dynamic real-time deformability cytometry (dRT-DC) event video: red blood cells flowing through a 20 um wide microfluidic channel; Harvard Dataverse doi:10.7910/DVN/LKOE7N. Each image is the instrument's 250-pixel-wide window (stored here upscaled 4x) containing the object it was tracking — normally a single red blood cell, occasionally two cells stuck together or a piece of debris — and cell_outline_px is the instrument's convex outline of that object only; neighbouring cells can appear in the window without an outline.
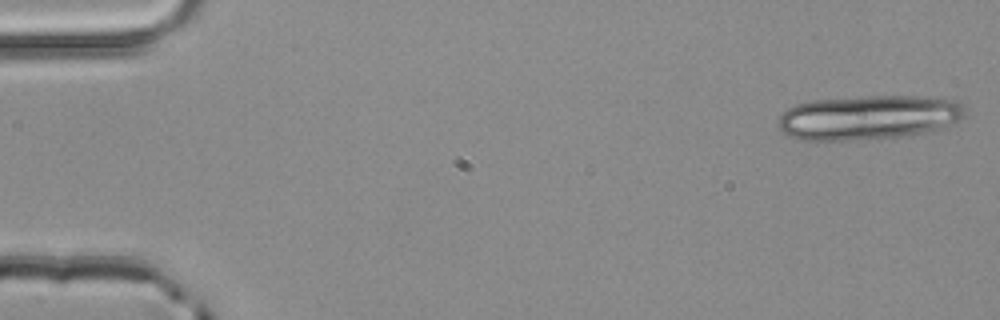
{"species": "common noctule bat (a hibernating species)", "species_latin": "Nyctalus noctula", "temperature_condition": "room temperature", "stored_images_in_passage": 4, "camera_frame_rate_fps": 3000, "um_per_image_px": 0.085, "animal": {"sex": "male", "body_mass_g": 20.4}, "frame": {"image": 1, "passage_image": 1, "time_ms": 0.0, "image_size_px": [1000, 320], "cell_outline_px": [[964, 116], [960, 120], [940, 128], [928, 132], [900, 136], [848, 140], [800, 140], [784, 132], [776, 124], [780, 116], [788, 108], [796, 104], [816, 100], [860, 96], [916, 96], [956, 100], [964, 108]], "centroid_in_image_um": [73.81, 9.97], "position_along_channel_um": 11.2, "area_um2": 48.09}}